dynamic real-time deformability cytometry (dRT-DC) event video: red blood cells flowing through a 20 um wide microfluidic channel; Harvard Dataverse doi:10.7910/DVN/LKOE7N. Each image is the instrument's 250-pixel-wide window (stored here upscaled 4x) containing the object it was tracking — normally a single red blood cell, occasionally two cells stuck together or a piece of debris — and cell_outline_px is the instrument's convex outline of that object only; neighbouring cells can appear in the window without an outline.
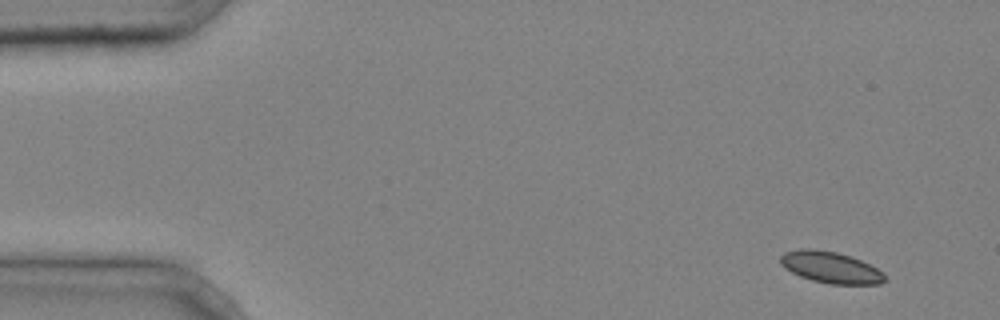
{"species": "common noctule bat (a hibernating species)", "species_latin": "Nyctalus noctula", "temperature_condition": "cold", "stored_images_in_passage": 3, "camera_frame_rate_fps": 3000, "um_per_image_px": 0.085, "animal": {"sex": "male", "body_mass_g": 20.4}, "frame": {"image": 1, "passage_image": 1, "time_ms": 0.0, "image_size_px": [1000, 320], "cell_outline_px": [[884, 280], [880, 284], [828, 284], [812, 280], [800, 276], [784, 268], [780, 264], [780, 256], [784, 252], [800, 248], [812, 248], [836, 252], [860, 260], [876, 268], [884, 276]], "centroid_in_image_um": [70.53, 22.72], "position_along_channel_um": 14.5, "area_um2": 18.96}}
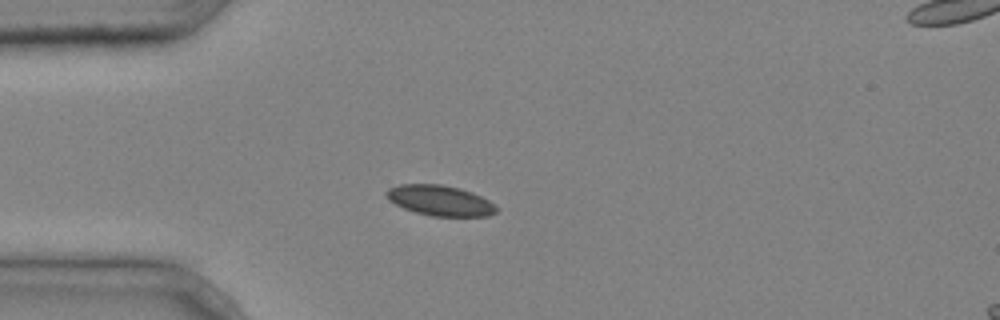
{"frame": {"image": 2, "passage_image": 3, "time_ms": 0.667, "image_size_px": [1000, 320], "cell_outline_px": [[496, 212], [488, 216], [432, 216], [416, 212], [404, 208], [388, 200], [384, 192], [388, 188], [400, 184], [440, 184], [460, 188], [472, 192], [488, 200], [496, 208]], "centroid_in_image_um": [37.36, 17.03], "position_along_channel_um": 47.6, "area_um2": 19.36}}